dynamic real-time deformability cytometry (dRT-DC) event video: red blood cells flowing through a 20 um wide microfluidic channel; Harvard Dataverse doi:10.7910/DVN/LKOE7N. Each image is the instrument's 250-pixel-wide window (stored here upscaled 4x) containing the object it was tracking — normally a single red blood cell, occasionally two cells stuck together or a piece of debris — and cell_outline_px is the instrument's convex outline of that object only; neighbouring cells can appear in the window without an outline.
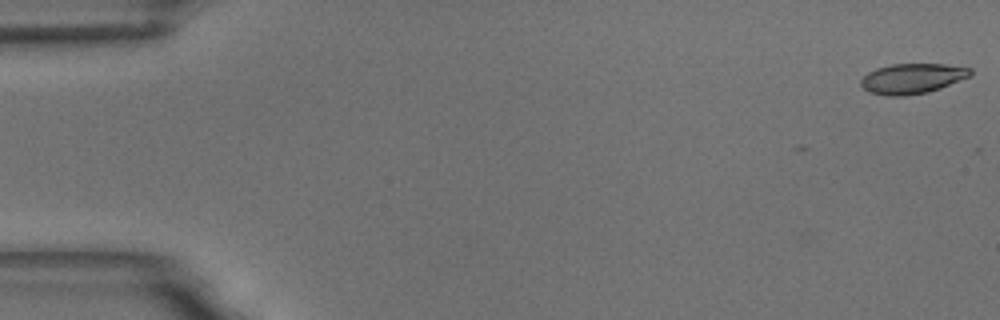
{"species": "common noctule bat (a hibernating species)", "species_latin": "Nyctalus noctula", "temperature_condition": "room temperature", "stored_images_in_passage": 7, "camera_frame_rate_fps": 3000, "um_per_image_px": 0.085, "animal": {"sex": "male", "body_mass_g": 18.8}, "frame": {"image": 1, "passage_image": 1, "time_ms": 0.0, "image_size_px": [1000, 320], "cell_outline_px": [[972, 72], [968, 76], [940, 88], [928, 92], [904, 96], [888, 96], [868, 92], [860, 84], [860, 80], [868, 72], [876, 68], [892, 64], [944, 64], [972, 68]], "centroid_in_image_um": [77.5, 6.67], "position_along_channel_um": 7.5, "area_um2": 19.13}}